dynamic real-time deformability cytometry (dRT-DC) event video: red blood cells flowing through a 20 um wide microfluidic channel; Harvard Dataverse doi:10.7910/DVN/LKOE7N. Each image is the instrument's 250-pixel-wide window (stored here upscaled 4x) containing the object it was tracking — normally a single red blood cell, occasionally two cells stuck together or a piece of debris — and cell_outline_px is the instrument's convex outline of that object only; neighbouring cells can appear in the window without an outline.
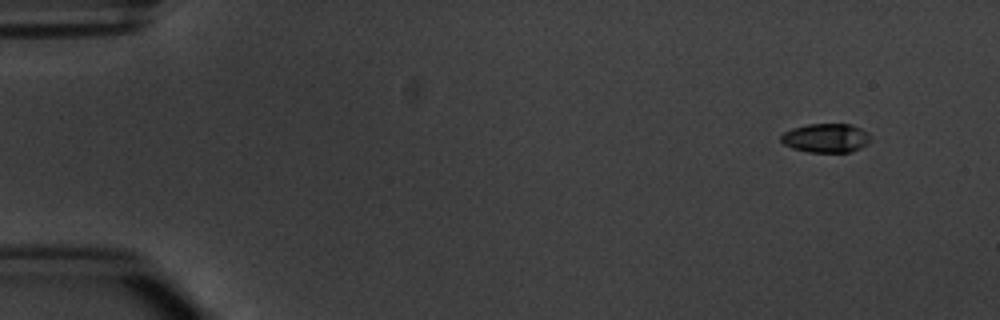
{"species": "common noctule bat (a hibernating species)", "species_latin": "Nyctalus noctula", "temperature_condition": "warm", "stored_images_in_passage": 7, "camera_frame_rate_fps": 3000, "um_per_image_px": 0.085, "animal": {"sex": "male", "body_mass_g": 20.1, "forearm_length_mm": 53.5}, "frame": {"image": 1, "passage_image": 2, "time_ms": 1.333, "image_size_px": [1000, 320], "cell_outline_px": [[872, 140], [868, 144], [852, 152], [808, 152], [792, 148], [784, 144], [780, 140], [780, 136], [784, 132], [792, 128], [808, 124], [852, 124], [868, 132]], "centroid_in_image_um": [70.23, 11.73], "position_along_channel_um": 14.8, "area_um2": 15.32}}
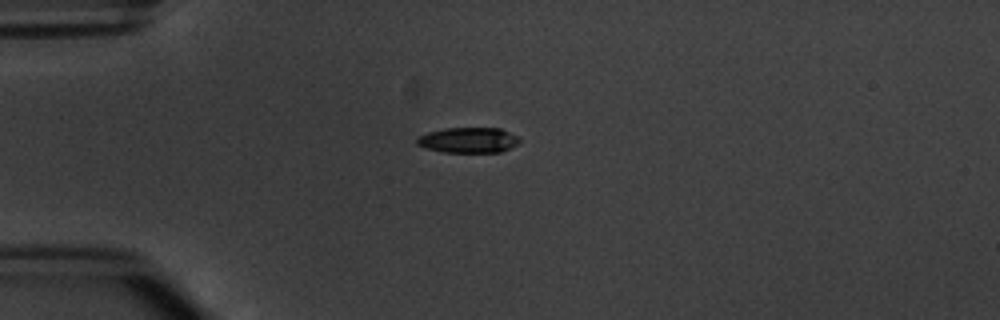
{"frame": {"image": 2, "passage_image": 5, "time_ms": 4.667, "image_size_px": [1000, 320], "cell_outline_px": [[520, 144], [512, 148], [500, 152], [444, 152], [428, 148], [416, 144], [416, 136], [428, 132], [444, 128], [500, 128], [516, 136], [520, 140]], "centroid_in_image_um": [39.82, 11.91], "position_along_channel_um": 45.2, "area_um2": 15.26}}